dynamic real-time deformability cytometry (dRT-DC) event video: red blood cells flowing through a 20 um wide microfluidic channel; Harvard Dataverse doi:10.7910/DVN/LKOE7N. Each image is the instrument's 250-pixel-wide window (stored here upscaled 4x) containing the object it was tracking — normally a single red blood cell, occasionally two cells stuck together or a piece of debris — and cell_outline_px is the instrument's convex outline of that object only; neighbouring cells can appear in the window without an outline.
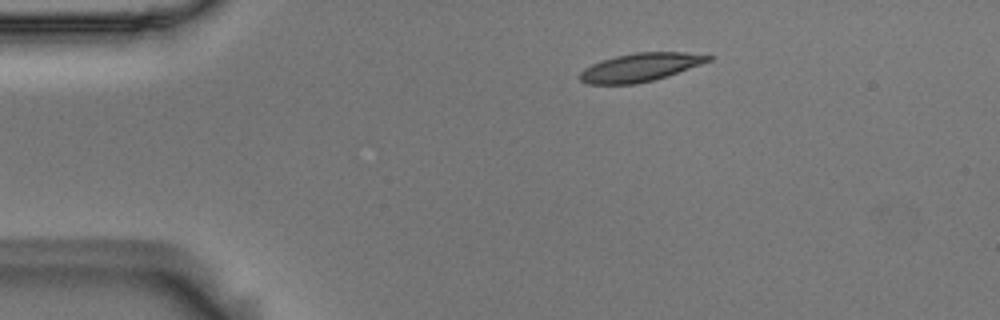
{"species": "Egyptian fruit bat (a non-hibernating species)", "species_latin": "Rousettus aegyptiacus", "temperature_condition": "room temperature", "stored_images_in_passage": 6, "camera_frame_rate_fps": 3000, "um_per_image_px": 0.085, "animal": {"sex": "male"}, "frame": {"image": 1, "passage_image": 1, "time_ms": 0.0, "image_size_px": [1000, 320], "cell_outline_px": [[712, 60], [668, 76], [636, 84], [588, 84], [580, 80], [580, 72], [584, 68], [592, 64], [616, 56], [636, 52], [684, 52], [712, 56]], "centroid_in_image_um": [54.42, 5.72], "position_along_channel_um": 30.6, "area_um2": 20.98}}
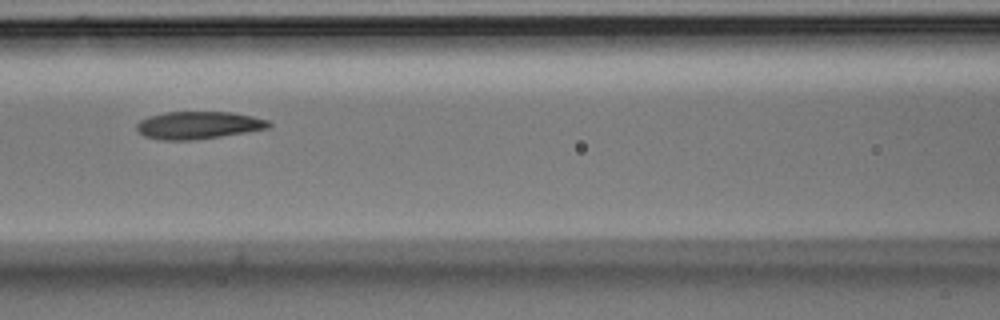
{"frame": {"image": 2, "passage_image": 5, "time_ms": 1.333, "image_size_px": [1000, 320], "cell_outline_px": [[272, 124], [268, 128], [220, 136], [192, 140], [164, 140], [144, 136], [136, 128], [136, 124], [140, 120], [148, 116], [164, 112], [232, 112], [252, 116], [268, 120]], "centroid_in_image_um": [16.84, 10.63], "position_along_channel_um": 149.8, "area_um2": 21.04}}
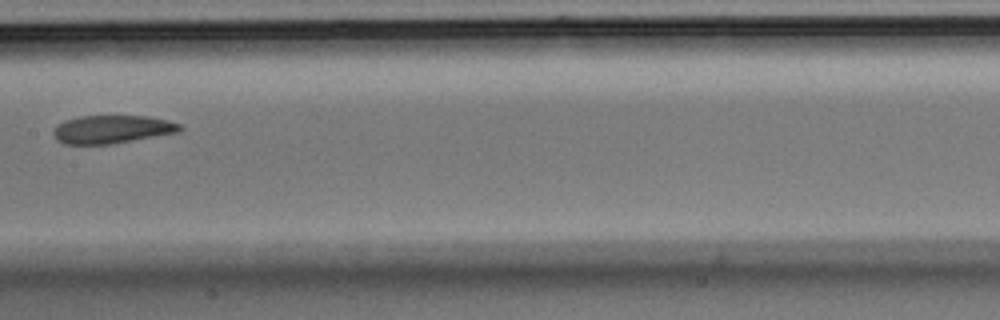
{"frame": {"image": 3, "passage_image": 6, "time_ms": 1.667, "image_size_px": [1000, 320], "cell_outline_px": [[184, 128], [180, 132], [112, 144], [64, 144], [56, 140], [52, 132], [64, 120], [80, 116], [148, 116], [168, 120], [180, 124]], "centroid_in_image_um": [9.55, 10.99], "position_along_channel_um": 197.8, "area_um2": 20.81}}